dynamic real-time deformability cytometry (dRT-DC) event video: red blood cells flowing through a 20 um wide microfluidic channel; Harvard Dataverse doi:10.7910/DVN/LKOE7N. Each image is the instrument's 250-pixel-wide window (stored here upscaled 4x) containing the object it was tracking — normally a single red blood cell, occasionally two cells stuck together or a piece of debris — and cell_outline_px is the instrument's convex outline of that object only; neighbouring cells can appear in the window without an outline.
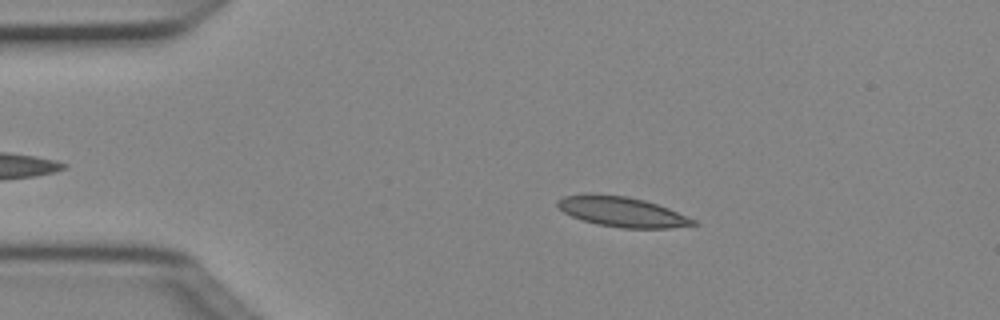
{"species": "Egyptian fruit bat (a non-hibernating species)", "species_latin": "Rousettus aegyptiacus", "temperature_condition": "cold", "stored_images_in_passage": 3, "camera_frame_rate_fps": 3000, "um_per_image_px": 0.085, "animal": {"sex": "female"}, "frame": {"image": 1, "passage_image": 2, "time_ms": 0.333, "image_size_px": [1000, 320], "cell_outline_px": [[700, 224], [672, 228], [624, 228], [596, 224], [572, 216], [564, 212], [556, 204], [556, 200], [564, 196], [588, 192], [628, 196], [644, 200], [668, 208], [696, 220]], "centroid_in_image_um": [52.85, 17.98], "position_along_channel_um": 32.1, "area_um2": 23.93}}